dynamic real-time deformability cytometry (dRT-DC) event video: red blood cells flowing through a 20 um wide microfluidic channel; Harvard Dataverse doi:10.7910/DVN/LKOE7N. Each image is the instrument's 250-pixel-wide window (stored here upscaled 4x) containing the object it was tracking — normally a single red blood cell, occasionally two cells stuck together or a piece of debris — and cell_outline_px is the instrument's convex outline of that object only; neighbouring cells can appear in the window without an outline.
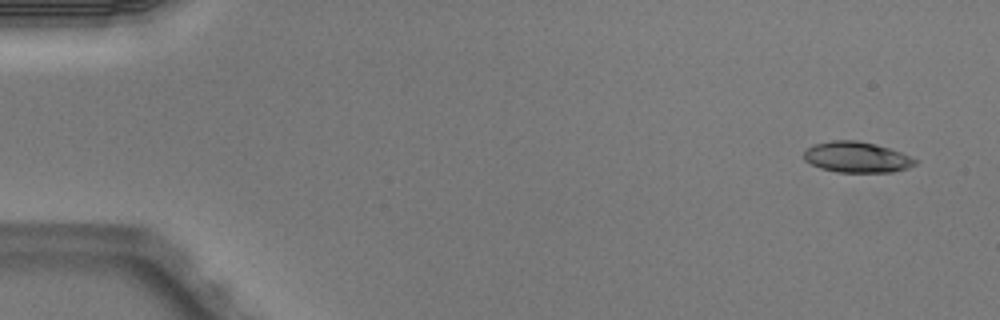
{"species": "Egyptian fruit bat (a non-hibernating species)", "species_latin": "Rousettus aegyptiacus", "temperature_condition": "warm", "stored_images_in_passage": 5, "camera_frame_rate_fps": 3000, "um_per_image_px": 0.085, "animal": {"sex": "male"}, "frame": {"image": 1, "passage_image": 1, "time_ms": 0.0, "image_size_px": [1000, 320], "cell_outline_px": [[920, 160], [916, 164], [908, 168], [892, 172], [836, 172], [820, 168], [804, 160], [804, 152], [812, 144], [832, 140], [856, 140], [876, 144], [900, 152]], "centroid_in_image_um": [72.83, 13.36], "position_along_channel_um": 12.2, "area_um2": 20.06}}
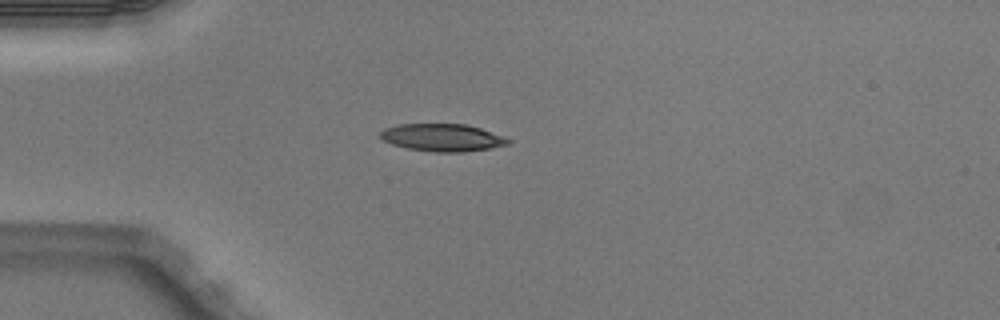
{"frame": {"image": 2, "passage_image": 4, "time_ms": 1.0, "image_size_px": [1000, 320], "cell_outline_px": [[512, 140], [508, 144], [488, 148], [464, 152], [436, 152], [408, 148], [392, 144], [380, 140], [380, 132], [384, 128], [400, 124], [464, 124], [480, 128], [504, 136]], "centroid_in_image_um": [37.58, 11.69], "position_along_channel_um": 47.4, "area_um2": 20.4}}